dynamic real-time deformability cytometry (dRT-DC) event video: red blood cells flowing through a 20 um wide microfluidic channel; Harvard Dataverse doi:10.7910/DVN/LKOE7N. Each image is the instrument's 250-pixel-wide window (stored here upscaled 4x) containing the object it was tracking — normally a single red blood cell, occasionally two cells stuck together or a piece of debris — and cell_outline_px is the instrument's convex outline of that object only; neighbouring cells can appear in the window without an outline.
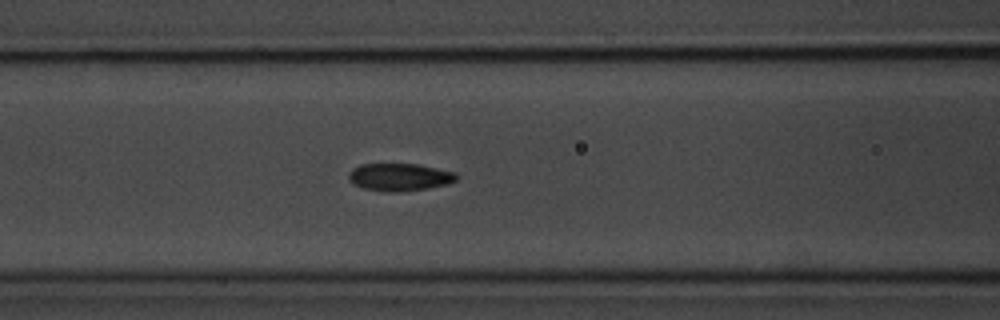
{"species": "common noctule bat (a hibernating species)", "species_latin": "Nyctalus noctula", "temperature_condition": "room temperature", "stored_images_in_passage": 31, "camera_frame_rate_fps": 3000, "um_per_image_px": 0.085, "animal": {"sex": "male", "body_mass_g": 20.1, "forearm_length_mm": 53.5}, "frame": {"image": 1, "passage_image": 14, "time_ms": 4.333, "image_size_px": [1000, 320], "cell_outline_px": [[456, 180], [448, 184], [428, 188], [400, 192], [388, 192], [364, 188], [352, 184], [348, 176], [348, 172], [352, 168], [360, 164], [416, 164], [456, 172]], "centroid_in_image_um": [33.93, 15.05], "position_along_channel_um": 132.7, "area_um2": 17.34}}
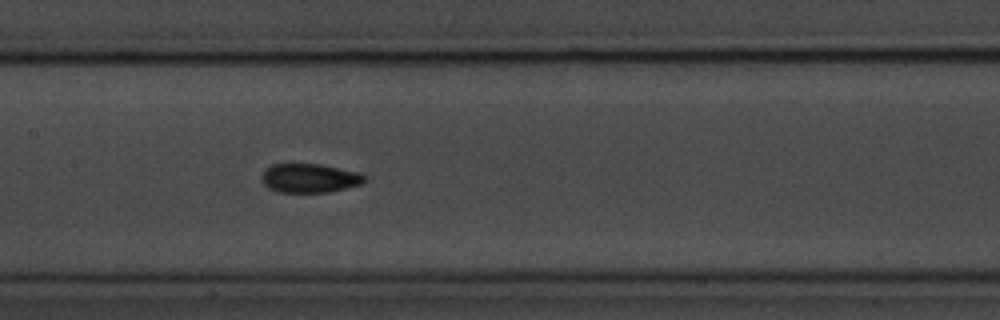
{"frame": {"image": 2, "passage_image": 18, "time_ms": 5.667, "image_size_px": [1000, 320], "cell_outline_px": [[364, 180], [360, 184], [328, 192], [276, 192], [268, 188], [264, 184], [260, 176], [264, 168], [272, 164], [292, 160], [320, 164], [360, 172], [364, 176]], "centroid_in_image_um": [26.2, 15.08], "position_along_channel_um": 181.2, "area_um2": 18.09}}